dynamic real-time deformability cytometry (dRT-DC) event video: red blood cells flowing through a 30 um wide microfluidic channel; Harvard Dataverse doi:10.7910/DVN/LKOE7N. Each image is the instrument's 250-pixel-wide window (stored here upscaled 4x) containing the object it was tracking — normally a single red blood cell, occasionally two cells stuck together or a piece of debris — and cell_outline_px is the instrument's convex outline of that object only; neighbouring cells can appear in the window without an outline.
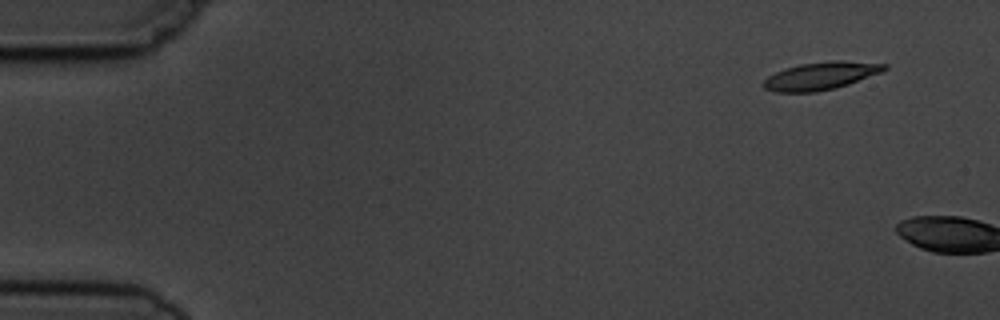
{"species": "common noctule bat (a hibernating species)", "species_latin": "Nyctalus noctula", "temperature_condition": "cold", "stored_images_in_passage": 2, "camera_frame_rate_fps": 3000, "um_per_image_px": 0.085, "animal": {"sex": "male", "body_mass_g": 19.5, "forearm_length_mm": 54.6}, "frame": {"image": 1, "passage_image": 1, "time_ms": 0.0, "image_size_px": [1000, 320], "cell_outline_px": [[888, 68], [880, 72], [848, 84], [816, 92], [776, 92], [764, 88], [760, 84], [768, 76], [784, 68], [800, 64], [832, 60], [840, 60], [888, 64]], "centroid_in_image_um": [69.72, 6.44], "position_along_channel_um": 15.3, "area_um2": 19.42}}